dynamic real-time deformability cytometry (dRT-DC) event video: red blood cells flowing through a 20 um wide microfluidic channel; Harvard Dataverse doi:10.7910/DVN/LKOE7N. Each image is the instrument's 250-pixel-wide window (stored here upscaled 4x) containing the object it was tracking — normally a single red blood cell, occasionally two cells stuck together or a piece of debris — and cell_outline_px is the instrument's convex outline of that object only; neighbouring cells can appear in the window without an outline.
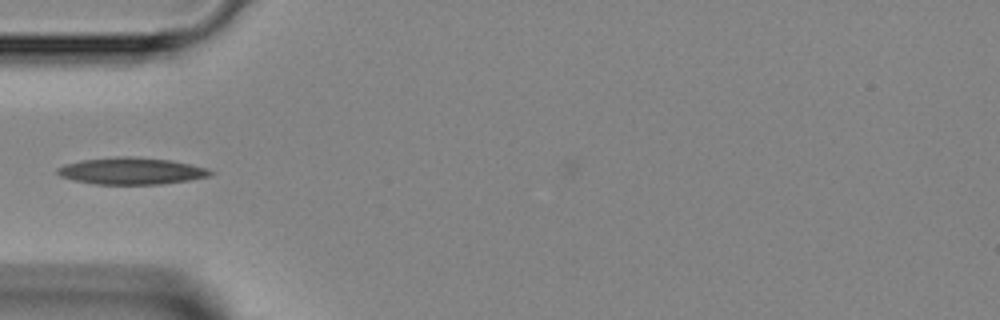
{"species": "Egyptian fruit bat (a non-hibernating species)", "species_latin": "Rousettus aegyptiacus", "temperature_condition": "room temperature", "stored_images_in_passage": 32, "camera_frame_rate_fps": 3000, "um_per_image_px": 0.085, "animal": {"sex": "female"}, "frame": {"image": 1, "passage_image": 1, "time_ms": 0.0, "image_size_px": [1000, 320], "cell_outline_px": [[216, 172], [212, 176], [188, 180], [160, 184], [92, 184], [72, 180], [60, 176], [56, 172], [56, 168], [64, 164], [80, 160], [116, 156], [132, 156], [172, 160], [208, 168]], "centroid_in_image_um": [11.16, 14.53], "position_along_channel_um": 73.8, "area_um2": 24.28}}
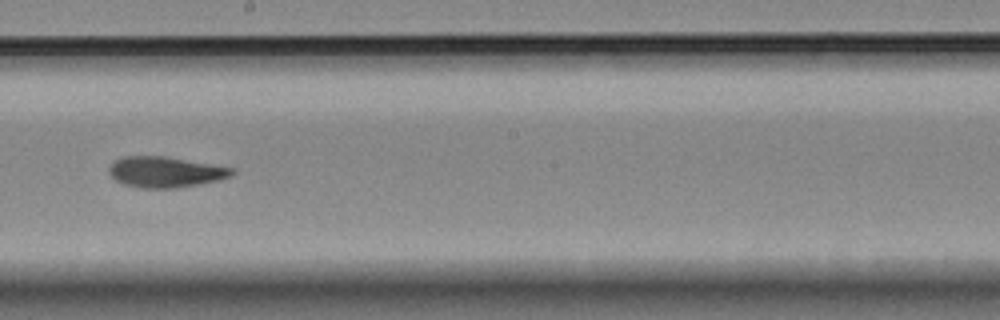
{"frame": {"image": 2, "passage_image": 12, "time_ms": 3.667, "image_size_px": [1000, 320], "cell_outline_px": [[236, 172], [232, 176], [200, 184], [176, 188], [140, 188], [124, 184], [116, 180], [108, 172], [108, 168], [120, 156], [164, 156], [236, 168]], "centroid_in_image_um": [14.07, 14.62], "position_along_channel_um": 234.1, "area_um2": 22.08}}
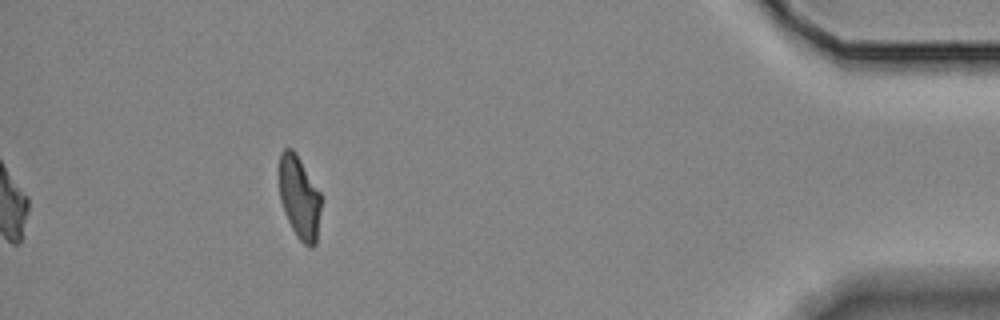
{"frame": {"image": 3, "passage_image": 28, "time_ms": 9.0, "image_size_px": [1000, 320], "cell_outline_px": [[320, 212], [316, 244], [312, 248], [308, 248], [300, 240], [292, 228], [284, 212], [280, 200], [276, 176], [276, 168], [280, 152], [284, 148], [292, 148], [296, 152], [320, 192]], "centroid_in_image_um": [25.38, 16.71], "position_along_channel_um": 409.8, "area_um2": 20.92}}